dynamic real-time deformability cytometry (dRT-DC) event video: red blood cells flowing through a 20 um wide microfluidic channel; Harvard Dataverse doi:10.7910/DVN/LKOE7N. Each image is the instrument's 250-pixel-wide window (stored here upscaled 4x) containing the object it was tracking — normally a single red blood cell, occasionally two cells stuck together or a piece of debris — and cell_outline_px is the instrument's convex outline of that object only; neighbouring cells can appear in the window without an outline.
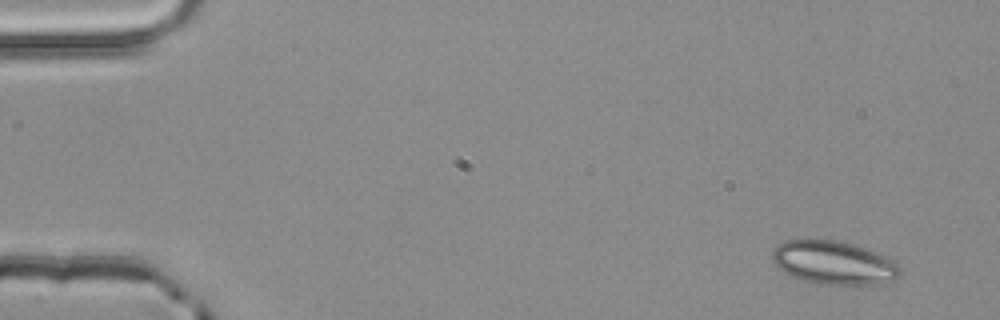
{"species": "common noctule bat (a hibernating species)", "species_latin": "Nyctalus noctula", "temperature_condition": "room temperature", "stored_images_in_passage": 3, "camera_frame_rate_fps": 3000, "um_per_image_px": 0.085, "animal": {"sex": "male", "body_mass_g": 20.4}, "frame": {"image": 1, "passage_image": 1, "time_ms": 0.0, "image_size_px": [1000, 320], "cell_outline_px": [[900, 276], [892, 280], [876, 284], [820, 284], [804, 280], [792, 276], [776, 268], [772, 260], [772, 252], [776, 244], [784, 240], [832, 240], [856, 244], [876, 252], [884, 256], [896, 264], [900, 268]], "centroid_in_image_um": [70.81, 22.32], "position_along_channel_um": 14.2, "area_um2": 32.25}}